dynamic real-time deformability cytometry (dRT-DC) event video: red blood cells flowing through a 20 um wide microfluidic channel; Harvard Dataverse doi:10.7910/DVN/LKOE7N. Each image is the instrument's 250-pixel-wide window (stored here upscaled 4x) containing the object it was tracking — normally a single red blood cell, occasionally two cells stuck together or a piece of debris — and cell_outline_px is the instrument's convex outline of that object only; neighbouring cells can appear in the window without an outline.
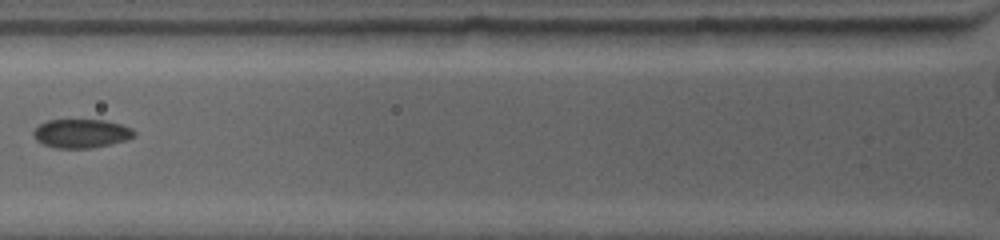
{"species": "common noctule bat (a hibernating species)", "species_latin": "Nyctalus noctula", "temperature_condition": "warm", "stored_images_in_passage": 20, "camera_frame_rate_fps": 4500, "um_per_image_px": 0.085, "animal": {"sex": "female", "body_mass_g": 19.0, "forearm_length_mm": 53.3}, "frame": {"image": 1, "passage_image": 6, "time_ms": 2.444, "image_size_px": [1000, 240], "cell_outline_px": [[136, 136], [128, 140], [92, 148], [56, 148], [44, 144], [36, 140], [32, 136], [32, 132], [40, 124], [48, 120], [104, 120], [120, 124], [132, 128], [136, 132]], "centroid_in_image_um": [6.93, 11.35], "position_along_channel_um": 118.9, "area_um2": 16.99}}